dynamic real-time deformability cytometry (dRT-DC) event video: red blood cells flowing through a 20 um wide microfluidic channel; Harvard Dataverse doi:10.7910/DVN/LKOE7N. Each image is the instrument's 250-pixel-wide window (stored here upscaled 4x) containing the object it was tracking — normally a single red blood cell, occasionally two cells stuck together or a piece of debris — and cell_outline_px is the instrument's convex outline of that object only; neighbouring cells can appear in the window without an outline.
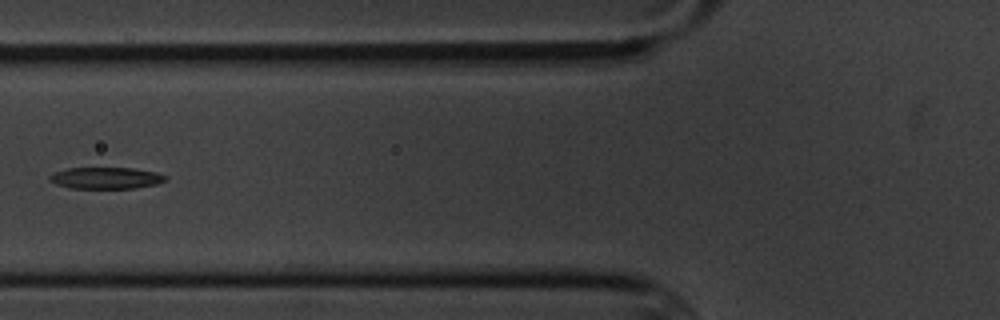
{"species": "common noctule bat (a hibernating species)", "species_latin": "Nyctalus noctula", "temperature_condition": "cold", "stored_images_in_passage": 8, "camera_frame_rate_fps": 3000, "um_per_image_px": 0.085, "animal": {"sex": "male", "body_mass_g": 20.1, "forearm_length_mm": 53.5}, "frame": {"image": 1, "passage_image": 6, "time_ms": 6.0, "image_size_px": [1000, 320], "cell_outline_px": [[168, 180], [156, 184], [132, 188], [72, 188], [56, 184], [48, 180], [48, 176], [56, 172], [68, 168], [136, 168], [156, 172], [168, 176]], "centroid_in_image_um": [9.04, 15.12], "position_along_channel_um": 116.8, "area_um2": 14.57}}
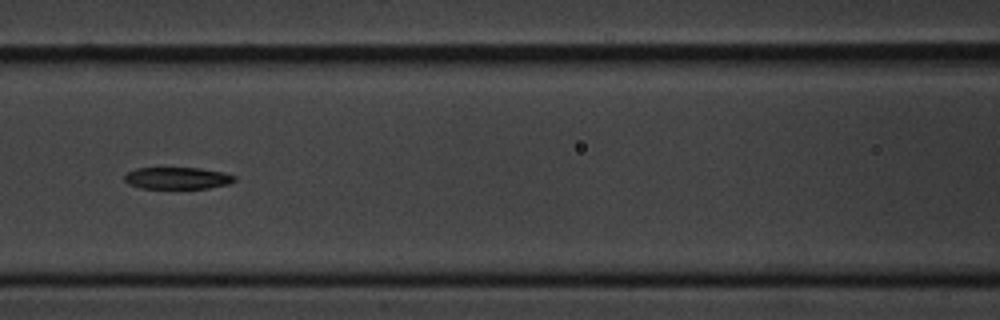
{"frame": {"image": 2, "passage_image": 7, "time_ms": 7.0, "image_size_px": [1000, 320], "cell_outline_px": [[236, 180], [228, 184], [208, 188], [140, 188], [128, 184], [124, 180], [124, 176], [128, 172], [136, 168], [200, 168], [224, 172], [236, 176]], "centroid_in_image_um": [15.08, 15.14], "position_along_channel_um": 151.5, "area_um2": 14.05}}
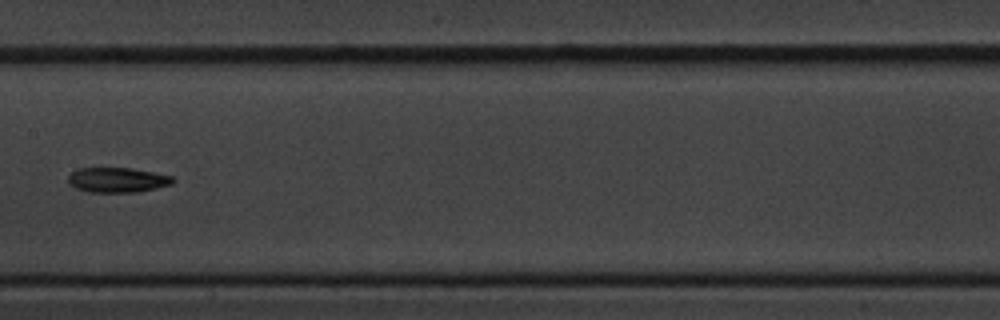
{"frame": {"image": 3, "passage_image": 8, "time_ms": 8.333, "image_size_px": [1000, 320], "cell_outline_px": [[176, 180], [172, 184], [156, 188], [136, 192], [88, 192], [76, 188], [68, 184], [68, 176], [76, 168], [132, 168], [156, 172], [172, 176]], "centroid_in_image_um": [9.98, 15.29], "position_along_channel_um": 197.4, "area_um2": 15.37}}